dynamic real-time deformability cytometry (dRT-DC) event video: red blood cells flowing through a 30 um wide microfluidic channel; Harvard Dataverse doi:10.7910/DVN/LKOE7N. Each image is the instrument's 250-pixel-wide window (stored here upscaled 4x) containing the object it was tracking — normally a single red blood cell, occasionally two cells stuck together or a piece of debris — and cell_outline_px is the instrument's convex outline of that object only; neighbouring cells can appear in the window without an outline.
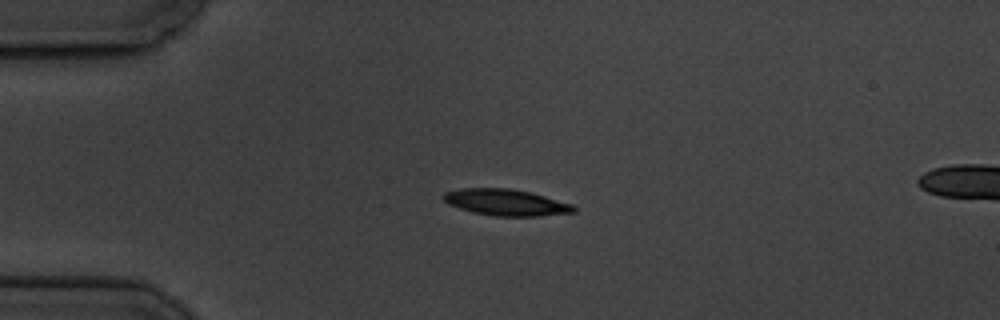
{"species": "common noctule bat (a hibernating species)", "species_latin": "Nyctalus noctula", "temperature_condition": "cold", "stored_images_in_passage": 6, "camera_frame_rate_fps": 3000, "um_per_image_px": 0.085, "animal": {"sex": "male", "body_mass_g": 19.5, "forearm_length_mm": 54.6}, "frame": {"image": 1, "passage_image": 4, "time_ms": 3.333, "image_size_px": [1000, 320], "cell_outline_px": [[576, 212], [540, 216], [496, 216], [472, 212], [448, 204], [440, 196], [444, 192], [460, 188], [508, 188], [532, 192], [572, 204], [576, 208]], "centroid_in_image_um": [42.99, 17.2], "position_along_channel_um": 42.0, "area_um2": 20.17}}
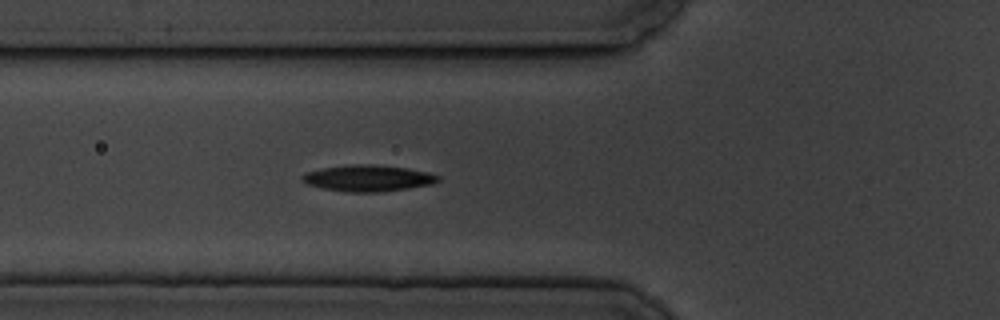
{"frame": {"image": 2, "passage_image": 6, "time_ms": 5.667, "image_size_px": [1000, 320], "cell_outline_px": [[440, 180], [432, 184], [408, 188], [380, 192], [348, 192], [324, 188], [308, 184], [300, 180], [300, 176], [304, 172], [324, 168], [356, 164], [368, 164], [408, 168], [428, 172], [440, 176]], "centroid_in_image_um": [31.28, 15.14], "position_along_channel_um": 94.5, "area_um2": 20.75}}